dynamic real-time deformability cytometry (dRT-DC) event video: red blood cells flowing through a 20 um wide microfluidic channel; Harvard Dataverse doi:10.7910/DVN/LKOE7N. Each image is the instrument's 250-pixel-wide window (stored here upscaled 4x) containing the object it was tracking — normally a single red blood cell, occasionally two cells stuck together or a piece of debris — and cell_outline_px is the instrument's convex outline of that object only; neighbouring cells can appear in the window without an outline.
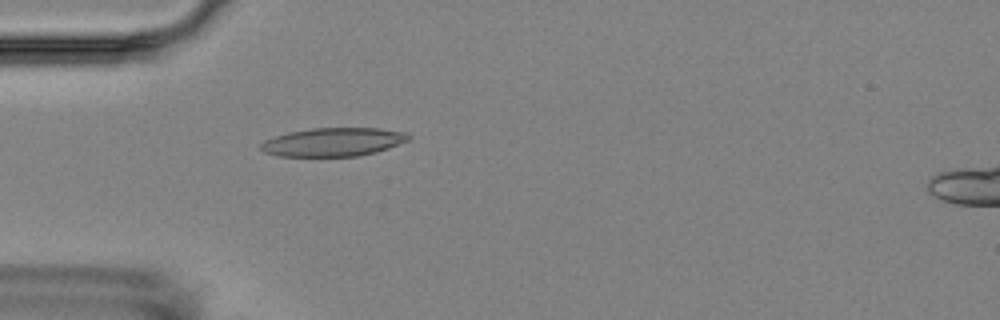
{"species": "Egyptian fruit bat (a non-hibernating species)", "species_latin": "Rousettus aegyptiacus", "temperature_condition": "room temperature", "stored_images_in_passage": 5, "camera_frame_rate_fps": 3000, "um_per_image_px": 0.085, "animal": {"sex": "female"}, "frame": {"image": 1, "passage_image": 4, "time_ms": 4.333, "image_size_px": [1000, 320], "cell_outline_px": [[412, 136], [408, 140], [388, 148], [376, 152], [356, 156], [280, 156], [264, 152], [260, 148], [260, 144], [264, 140], [288, 132], [312, 128], [380, 128], [408, 132]], "centroid_in_image_um": [28.35, 12.06], "position_along_channel_um": 56.7, "area_um2": 24.57}}